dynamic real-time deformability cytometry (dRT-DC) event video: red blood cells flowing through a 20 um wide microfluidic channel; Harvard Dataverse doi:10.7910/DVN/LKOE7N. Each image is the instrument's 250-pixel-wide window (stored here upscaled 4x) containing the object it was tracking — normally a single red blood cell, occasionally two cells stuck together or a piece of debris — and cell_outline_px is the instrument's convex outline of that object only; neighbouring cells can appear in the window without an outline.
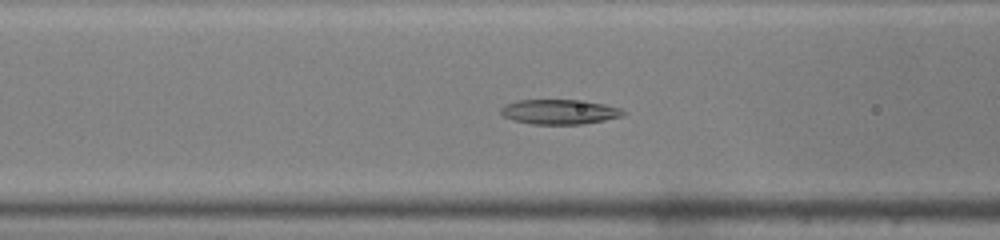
{"species": "common noctule bat (a hibernating species)", "species_latin": "Nyctalus noctula", "temperature_condition": "warm", "stored_images_in_passage": 48, "camera_frame_rate_fps": 3000, "um_per_image_px": 0.085, "animal": {"sex": "male", "body_mass_g": 19.0, "forearm_length_mm": 50.8}, "frame": {"image": 1, "passage_image": 20, "time_ms": 6.333, "image_size_px": [1000, 240], "cell_outline_px": [[624, 112], [620, 116], [604, 120], [580, 124], [532, 124], [512, 120], [504, 116], [500, 112], [500, 108], [504, 104], [516, 100], [572, 100], [604, 104], [620, 108]], "centroid_in_image_um": [47.46, 9.5], "position_along_channel_um": 119.1, "area_um2": 17.46}}
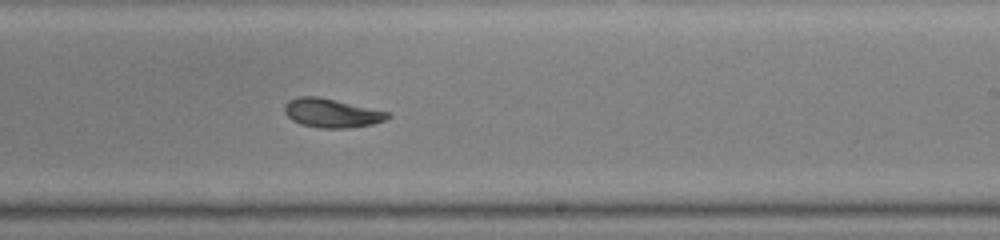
{"frame": {"image": 2, "passage_image": 30, "time_ms": 9.667, "image_size_px": [1000, 240], "cell_outline_px": [[392, 116], [384, 120], [372, 124], [348, 128], [316, 128], [300, 124], [292, 120], [284, 112], [284, 104], [288, 100], [296, 96], [316, 96], [388, 112]], "centroid_in_image_um": [28.13, 9.61], "position_along_channel_um": 260.9, "area_um2": 17.28}}
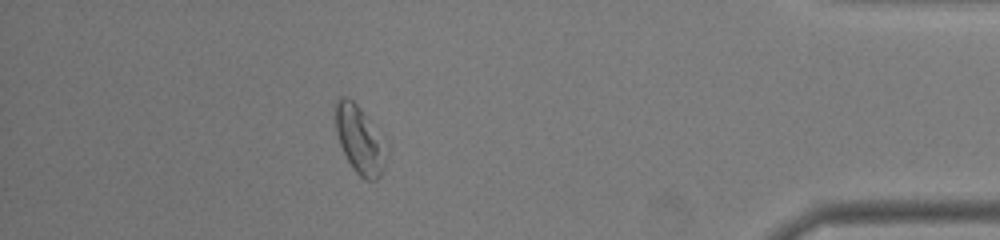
{"frame": {"image": 3, "passage_image": 43, "time_ms": 14.0, "image_size_px": [1000, 240], "cell_outline_px": [[380, 176], [376, 180], [364, 180], [352, 168], [340, 144], [336, 132], [332, 116], [332, 108], [336, 100], [340, 96], [348, 96], [360, 108], [380, 148]], "centroid_in_image_um": [30.31, 11.78], "position_along_channel_um": 404.9, "area_um2": 18.21}, "authors_computed_cell_mechanics": {"area_um2": 18.4671, "velocity_mm_per_s": 4.2646, "shape_relaxation_time_tau1_ms": null, "shape_relaxation_time_tau2_ms": 5.1309, "deformation_change_tau1": null, "deformation_change_tau2": 0.1189}}